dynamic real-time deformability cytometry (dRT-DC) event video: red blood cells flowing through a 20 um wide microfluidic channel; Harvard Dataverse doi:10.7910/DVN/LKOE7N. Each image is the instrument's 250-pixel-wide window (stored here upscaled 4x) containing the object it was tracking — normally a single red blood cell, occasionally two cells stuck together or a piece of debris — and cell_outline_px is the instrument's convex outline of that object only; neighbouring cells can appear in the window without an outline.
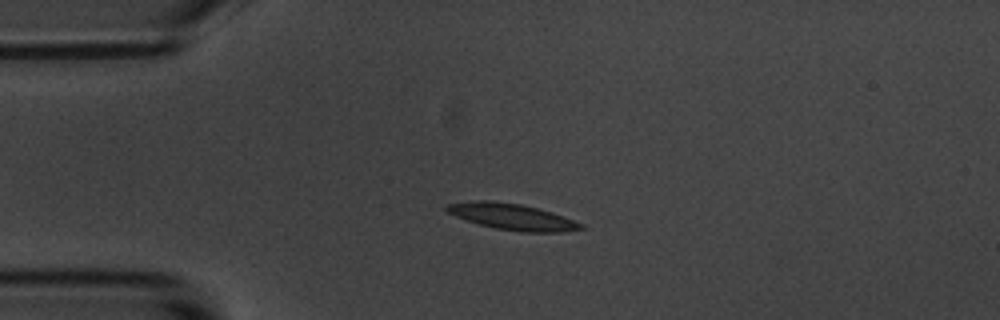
{"species": "common noctule bat (a hibernating species)", "species_latin": "Nyctalus noctula", "temperature_condition": "room temperature", "stored_images_in_passage": 6, "camera_frame_rate_fps": 3000, "um_per_image_px": 0.085, "animal": {"sex": "male", "body_mass_g": 20.1, "forearm_length_mm": 53.5}, "frame": {"image": 1, "passage_image": 4, "time_ms": 3.333, "image_size_px": [1000, 320], "cell_outline_px": [[588, 228], [564, 232], [520, 232], [496, 228], [480, 224], [456, 216], [448, 212], [444, 208], [444, 204], [472, 200], [492, 200], [520, 204], [552, 212], [584, 224]], "centroid_in_image_um": [43.55, 18.42], "position_along_channel_um": 41.4, "area_um2": 20.58}}